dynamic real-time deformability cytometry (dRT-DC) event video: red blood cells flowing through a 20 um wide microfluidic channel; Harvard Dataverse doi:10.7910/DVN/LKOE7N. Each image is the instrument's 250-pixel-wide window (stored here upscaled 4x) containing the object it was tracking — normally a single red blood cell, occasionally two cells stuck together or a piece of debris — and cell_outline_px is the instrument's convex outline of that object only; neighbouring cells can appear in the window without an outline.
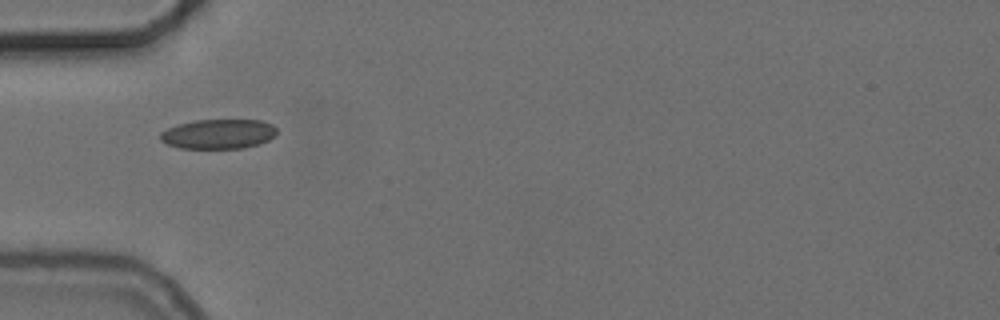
{"species": "common noctule bat (a hibernating species)", "species_latin": "Nyctalus noctula", "temperature_condition": "cold", "stored_images_in_passage": 24, "camera_frame_rate_fps": 3000, "um_per_image_px": 0.085, "animal": {"sex": "female", "body_mass_g": 24.6, "forearm_length_mm": 56.2}, "frame": {"image": 1, "passage_image": 1, "time_ms": 0.0, "image_size_px": [1000, 320], "cell_outline_px": [[276, 136], [260, 144], [244, 148], [180, 148], [168, 144], [160, 140], [160, 132], [168, 128], [180, 124], [196, 120], [260, 120], [272, 124], [276, 128]], "centroid_in_image_um": [18.59, 11.39], "position_along_channel_um": 66.4, "area_um2": 20.11}}
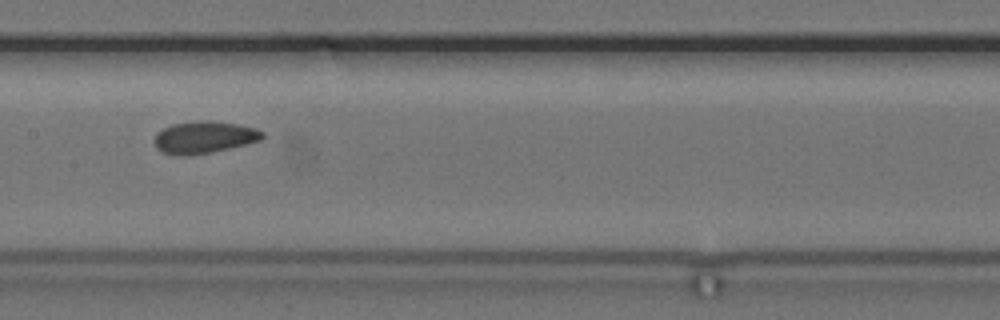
{"frame": {"image": 2, "passage_image": 11, "time_ms": 3.333, "image_size_px": [1000, 320], "cell_outline_px": [[264, 136], [260, 140], [212, 152], [188, 156], [176, 156], [160, 152], [156, 148], [152, 140], [156, 132], [172, 124], [196, 120], [212, 120], [236, 124], [256, 128], [264, 132]], "centroid_in_image_um": [17.28, 11.67], "position_along_channel_um": 190.1, "area_um2": 20.52}}
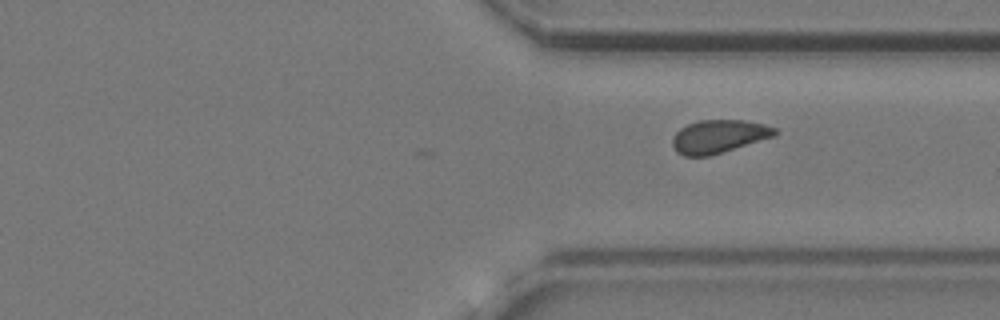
{"frame": {"image": 3, "passage_image": 24, "time_ms": 7.667, "image_size_px": [1000, 320], "cell_outline_px": [[780, 132], [776, 136], [708, 156], [684, 156], [676, 152], [672, 144], [672, 136], [680, 128], [688, 124], [700, 120], [744, 120], [764, 124], [776, 128]], "centroid_in_image_um": [61.1, 11.59], "position_along_channel_um": 350.3, "area_um2": 19.88}}